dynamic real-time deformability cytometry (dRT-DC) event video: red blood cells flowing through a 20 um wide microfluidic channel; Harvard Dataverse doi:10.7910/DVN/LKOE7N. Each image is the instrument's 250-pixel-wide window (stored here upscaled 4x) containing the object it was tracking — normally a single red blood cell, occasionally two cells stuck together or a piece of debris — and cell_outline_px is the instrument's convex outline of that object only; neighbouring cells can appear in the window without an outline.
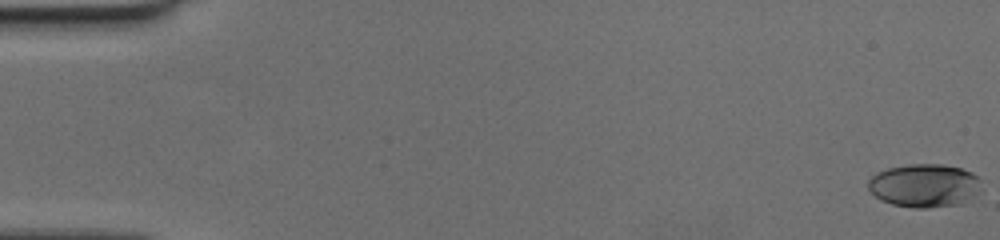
{"species": "human", "species_latin": "Homo sapiens", "temperature_condition": "cold", "stored_images_in_passage": 60, "camera_frame_rate_fps": 3000, "um_per_image_px": 0.085, "donor": {"sex": "female"}, "frame": {"image": 1, "passage_image": 1, "time_ms": 0.0, "image_size_px": [1000, 240], "cell_outline_px": [[984, 192], [964, 204], [928, 208], [912, 208], [892, 204], [880, 200], [868, 188], [868, 180], [876, 172], [888, 168], [908, 164], [944, 164], [960, 168], [972, 172], [980, 180]], "centroid_in_image_um": [78.65, 15.78], "position_along_channel_um": 6.4, "area_um2": 29.3}}
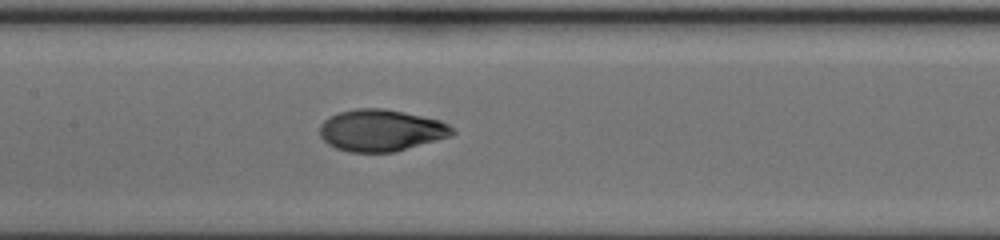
{"frame": {"image": 2, "passage_image": 30, "time_ms": 9.667, "image_size_px": [1000, 240], "cell_outline_px": [[456, 132], [448, 136], [436, 140], [396, 152], [348, 152], [336, 148], [328, 144], [320, 136], [320, 124], [324, 120], [340, 112], [356, 108], [384, 108], [404, 112], [440, 120], [448, 124]], "centroid_in_image_um": [32.37, 11.08], "position_along_channel_um": 175.0, "area_um2": 32.14}}
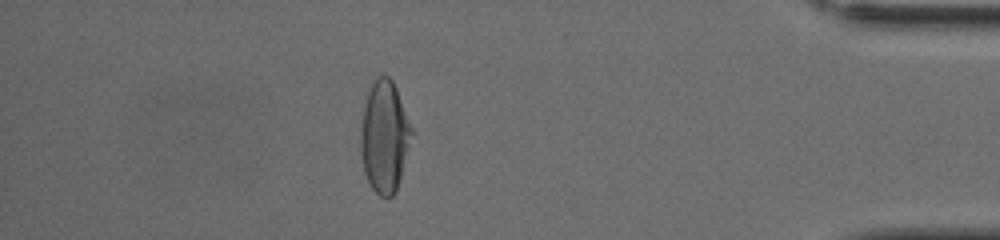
{"frame": {"image": 3, "passage_image": 53, "time_ms": 17.333, "image_size_px": [1000, 240], "cell_outline_px": [[412, 132], [396, 192], [392, 196], [380, 196], [372, 188], [364, 172], [360, 148], [360, 132], [364, 104], [368, 92], [376, 76], [388, 76], [392, 80], [396, 88], [412, 128]], "centroid_in_image_um": [32.65, 11.6], "position_along_channel_um": 402.5, "area_um2": 32.6}}